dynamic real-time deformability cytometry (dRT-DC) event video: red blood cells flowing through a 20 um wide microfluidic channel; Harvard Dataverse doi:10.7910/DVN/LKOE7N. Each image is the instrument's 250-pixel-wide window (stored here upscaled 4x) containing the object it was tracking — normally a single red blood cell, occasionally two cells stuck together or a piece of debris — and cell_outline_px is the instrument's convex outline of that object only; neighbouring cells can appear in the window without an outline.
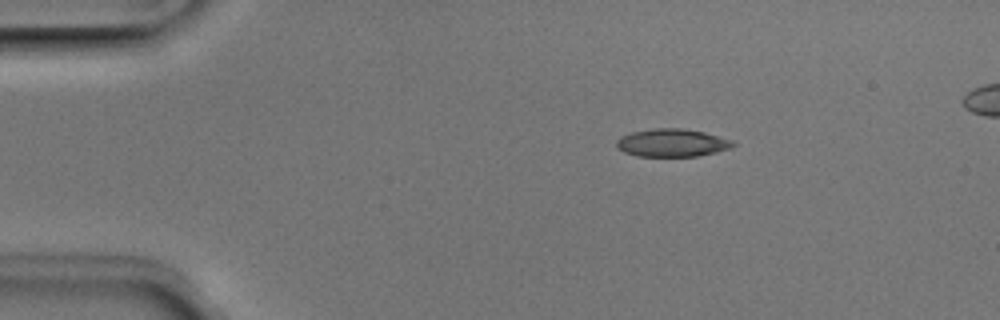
{"species": "Egyptian fruit bat (a non-hibernating species)", "species_latin": "Rousettus aegyptiacus", "temperature_condition": "room temperature", "stored_images_in_passage": 4, "segment_of_instrument_passage": [1, 2], "camera_frame_rate_fps": 3000, "um_per_image_px": 0.085, "animal": {"sex": "male"}, "frame": {"image": 1, "passage_image": 2, "time_ms": 0.333, "image_size_px": [1000, 320], "cell_outline_px": [[736, 144], [732, 148], [700, 156], [636, 156], [624, 152], [616, 148], [616, 140], [620, 136], [632, 132], [652, 128], [680, 128], [704, 132], [736, 140]], "centroid_in_image_um": [57.15, 12.14], "position_along_channel_um": 27.8, "area_um2": 19.25}}